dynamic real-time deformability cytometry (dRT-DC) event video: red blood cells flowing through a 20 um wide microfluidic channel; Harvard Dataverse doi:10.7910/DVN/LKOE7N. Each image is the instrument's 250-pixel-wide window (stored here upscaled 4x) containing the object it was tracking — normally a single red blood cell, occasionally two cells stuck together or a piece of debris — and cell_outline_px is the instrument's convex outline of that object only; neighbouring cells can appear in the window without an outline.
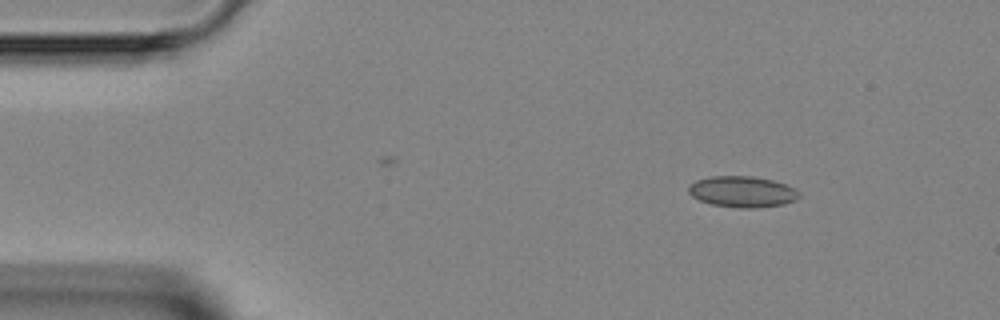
{"species": "Egyptian fruit bat (a non-hibernating species)", "species_latin": "Rousettus aegyptiacus", "temperature_condition": "room temperature", "stored_images_in_passage": 3, "camera_frame_rate_fps": 3000, "um_per_image_px": 0.085, "animal": {"sex": "female"}, "frame": {"image": 1, "passage_image": 1, "time_ms": 0.0, "image_size_px": [1000, 320], "cell_outline_px": [[800, 196], [796, 200], [784, 204], [756, 208], [740, 208], [712, 204], [700, 200], [692, 196], [688, 192], [688, 184], [696, 180], [708, 176], [752, 176], [772, 180], [796, 188], [800, 192]], "centroid_in_image_um": [63.1, 16.29], "position_along_channel_um": 21.9, "area_um2": 20.17}}
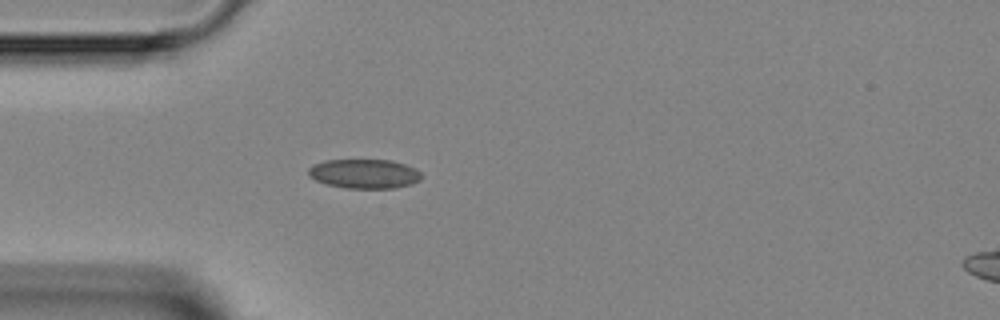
{"frame": {"image": 2, "passage_image": 3, "time_ms": 2.333, "image_size_px": [1000, 320], "cell_outline_px": [[420, 180], [412, 184], [396, 188], [344, 188], [328, 184], [316, 180], [308, 176], [308, 168], [312, 164], [324, 160], [392, 160], [416, 168], [420, 172]], "centroid_in_image_um": [30.95, 14.76], "position_along_channel_um": 54.0, "area_um2": 19.42}}